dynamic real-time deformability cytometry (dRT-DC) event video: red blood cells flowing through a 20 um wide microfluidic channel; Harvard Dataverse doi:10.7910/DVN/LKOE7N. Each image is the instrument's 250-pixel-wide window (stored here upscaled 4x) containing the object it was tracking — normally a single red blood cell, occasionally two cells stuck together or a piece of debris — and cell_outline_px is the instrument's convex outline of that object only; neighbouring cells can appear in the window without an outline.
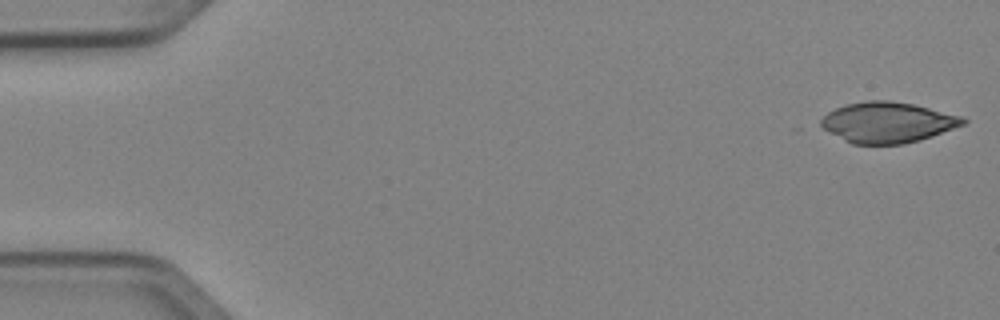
{"species": "Egyptian fruit bat (a non-hibernating species)", "species_latin": "Rousettus aegyptiacus", "temperature_condition": "cold", "stored_images_in_passage": 5, "segment_of_instrument_passage": [2, 2], "camera_frame_rate_fps": 3000, "um_per_image_px": 0.085, "animal": {"sex": "female"}, "frame": {"image": 1, "passage_image": 5, "time_ms": 1.333, "image_size_px": [1000, 320], "cell_outline_px": [[968, 120], [964, 124], [920, 140], [904, 144], [852, 144], [828, 132], [820, 124], [820, 120], [828, 112], [836, 108], [848, 104], [864, 100], [888, 100], [912, 104], [960, 116]], "centroid_in_image_um": [75.41, 10.41], "position_along_channel_um": 9.6, "area_um2": 33.29}}